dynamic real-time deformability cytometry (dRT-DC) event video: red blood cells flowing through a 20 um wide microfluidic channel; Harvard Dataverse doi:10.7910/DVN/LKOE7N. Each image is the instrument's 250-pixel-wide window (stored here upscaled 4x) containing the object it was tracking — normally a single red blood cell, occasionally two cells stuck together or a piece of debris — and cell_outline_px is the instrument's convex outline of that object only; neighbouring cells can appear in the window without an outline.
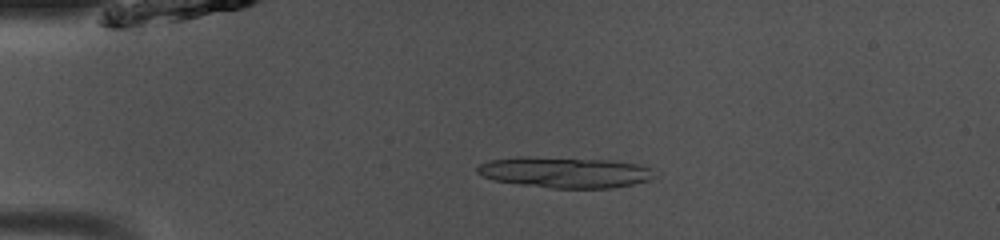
{"species": "common noctule bat (a hibernating species)", "species_latin": "Nyctalus noctula", "temperature_condition": "room temperature", "stored_images_in_passage": 36, "camera_frame_rate_fps": 3000, "um_per_image_px": 0.085, "animal": {"sex": "male", "body_mass_g": 13.0, "forearm_length_mm": 53.1}, "frame": {"image": 1, "passage_image": 11, "time_ms": 3.333, "image_size_px": [1000, 240], "cell_outline_px": [[656, 176], [648, 180], [632, 184], [608, 188], [552, 188], [520, 184], [496, 180], [484, 176], [476, 172], [476, 168], [480, 164], [488, 160], [516, 156], [528, 156], [612, 160], [636, 164], [652, 168]], "centroid_in_image_um": [48.0, 14.63], "position_along_channel_um": 37.0, "area_um2": 31.91}}